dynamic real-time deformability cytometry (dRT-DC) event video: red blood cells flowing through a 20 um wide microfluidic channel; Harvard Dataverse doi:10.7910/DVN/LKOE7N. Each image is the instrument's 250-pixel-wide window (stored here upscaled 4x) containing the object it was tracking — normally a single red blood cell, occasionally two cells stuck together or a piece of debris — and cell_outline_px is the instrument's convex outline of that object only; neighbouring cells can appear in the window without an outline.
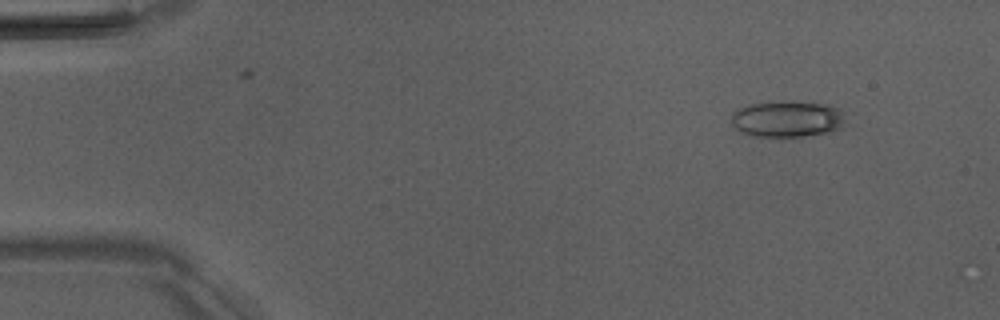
{"species": "Egyptian fruit bat (a non-hibernating species)", "species_latin": "Rousettus aegyptiacus", "temperature_condition": "room temperature", "stored_images_in_passage": 4, "camera_frame_rate_fps": 3000, "um_per_image_px": 0.085, "animal": {"sex": "male"}, "frame": {"image": 1, "passage_image": 1, "time_ms": 0.0, "image_size_px": [1000, 320], "cell_outline_px": [[844, 124], [840, 128], [828, 132], [804, 136], [752, 136], [740, 132], [732, 124], [732, 112], [740, 108], [752, 104], [832, 104], [840, 108], [844, 120]], "centroid_in_image_um": [66.93, 10.16], "position_along_channel_um": 18.1, "area_um2": 23.18}}